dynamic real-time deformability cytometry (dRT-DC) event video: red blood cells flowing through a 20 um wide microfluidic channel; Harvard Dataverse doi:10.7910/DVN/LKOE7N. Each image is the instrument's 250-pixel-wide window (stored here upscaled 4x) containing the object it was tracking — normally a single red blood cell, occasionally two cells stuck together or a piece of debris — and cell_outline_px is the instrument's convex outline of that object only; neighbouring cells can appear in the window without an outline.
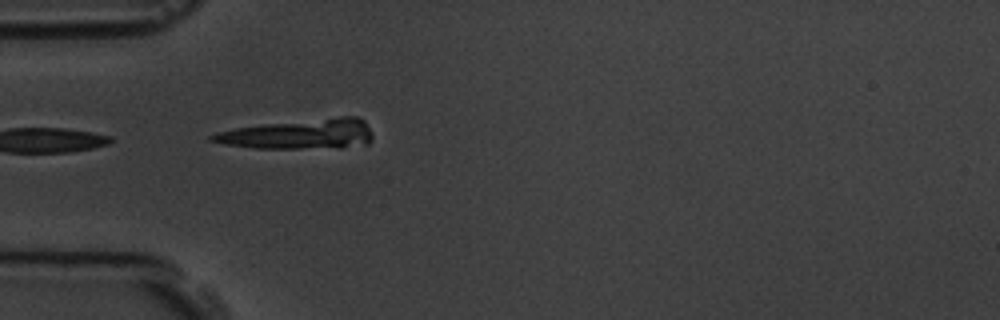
{"species": "common noctule bat (a hibernating species)", "species_latin": "Nyctalus noctula", "temperature_condition": "room temperature", "stored_images_in_passage": 9, "camera_frame_rate_fps": 3000, "um_per_image_px": 0.085, "animal": {"sex": "male", "body_mass_g": 19.5, "forearm_length_mm": 54.6}, "frame": {"image": 1, "passage_image": 3, "time_ms": 2.333, "image_size_px": [1000, 320], "cell_outline_px": [[372, 140], [368, 144], [340, 148], [256, 148], [224, 144], [208, 140], [208, 136], [216, 132], [236, 128], [264, 124], [340, 116], [356, 116], [364, 120], [372, 136]], "centroid_in_image_um": [25.46, 11.4], "position_along_channel_um": 59.5, "area_um2": 28.09}}